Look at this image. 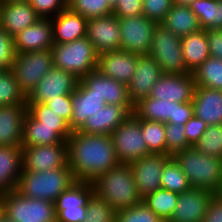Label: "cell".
Returning <instances> with one entry per match:
<instances>
[{"instance_id": "cell-45", "label": "cell", "mask_w": 222, "mask_h": 222, "mask_svg": "<svg viewBox=\"0 0 222 222\" xmlns=\"http://www.w3.org/2000/svg\"><path fill=\"white\" fill-rule=\"evenodd\" d=\"M173 5V0H143V16L161 24Z\"/></svg>"}, {"instance_id": "cell-51", "label": "cell", "mask_w": 222, "mask_h": 222, "mask_svg": "<svg viewBox=\"0 0 222 222\" xmlns=\"http://www.w3.org/2000/svg\"><path fill=\"white\" fill-rule=\"evenodd\" d=\"M202 222H222V198L213 194Z\"/></svg>"}, {"instance_id": "cell-16", "label": "cell", "mask_w": 222, "mask_h": 222, "mask_svg": "<svg viewBox=\"0 0 222 222\" xmlns=\"http://www.w3.org/2000/svg\"><path fill=\"white\" fill-rule=\"evenodd\" d=\"M195 88L192 73L163 74L154 84L149 96L165 101L186 103L192 101Z\"/></svg>"}, {"instance_id": "cell-49", "label": "cell", "mask_w": 222, "mask_h": 222, "mask_svg": "<svg viewBox=\"0 0 222 222\" xmlns=\"http://www.w3.org/2000/svg\"><path fill=\"white\" fill-rule=\"evenodd\" d=\"M68 123L72 117V98L71 95H63L56 99H50L44 103Z\"/></svg>"}, {"instance_id": "cell-20", "label": "cell", "mask_w": 222, "mask_h": 222, "mask_svg": "<svg viewBox=\"0 0 222 222\" xmlns=\"http://www.w3.org/2000/svg\"><path fill=\"white\" fill-rule=\"evenodd\" d=\"M79 82L86 89L92 90V94L104 98L106 104L133 106L127 85L101 74L97 69L85 75Z\"/></svg>"}, {"instance_id": "cell-10", "label": "cell", "mask_w": 222, "mask_h": 222, "mask_svg": "<svg viewBox=\"0 0 222 222\" xmlns=\"http://www.w3.org/2000/svg\"><path fill=\"white\" fill-rule=\"evenodd\" d=\"M111 138L120 163L129 164L151 154L145 144L140 121L133 114L111 133Z\"/></svg>"}, {"instance_id": "cell-12", "label": "cell", "mask_w": 222, "mask_h": 222, "mask_svg": "<svg viewBox=\"0 0 222 222\" xmlns=\"http://www.w3.org/2000/svg\"><path fill=\"white\" fill-rule=\"evenodd\" d=\"M93 194L92 183L75 181L54 203L56 222H83L87 204Z\"/></svg>"}, {"instance_id": "cell-18", "label": "cell", "mask_w": 222, "mask_h": 222, "mask_svg": "<svg viewBox=\"0 0 222 222\" xmlns=\"http://www.w3.org/2000/svg\"><path fill=\"white\" fill-rule=\"evenodd\" d=\"M213 194L206 189L192 187L182 192L167 222H202Z\"/></svg>"}, {"instance_id": "cell-38", "label": "cell", "mask_w": 222, "mask_h": 222, "mask_svg": "<svg viewBox=\"0 0 222 222\" xmlns=\"http://www.w3.org/2000/svg\"><path fill=\"white\" fill-rule=\"evenodd\" d=\"M137 119L140 121L142 135L148 151L153 154L166 155L165 123Z\"/></svg>"}, {"instance_id": "cell-4", "label": "cell", "mask_w": 222, "mask_h": 222, "mask_svg": "<svg viewBox=\"0 0 222 222\" xmlns=\"http://www.w3.org/2000/svg\"><path fill=\"white\" fill-rule=\"evenodd\" d=\"M75 181L68 165L43 172L22 170L15 190L27 198L55 203L57 197Z\"/></svg>"}, {"instance_id": "cell-17", "label": "cell", "mask_w": 222, "mask_h": 222, "mask_svg": "<svg viewBox=\"0 0 222 222\" xmlns=\"http://www.w3.org/2000/svg\"><path fill=\"white\" fill-rule=\"evenodd\" d=\"M86 37L98 54L121 50L119 22L113 14L88 19Z\"/></svg>"}, {"instance_id": "cell-53", "label": "cell", "mask_w": 222, "mask_h": 222, "mask_svg": "<svg viewBox=\"0 0 222 222\" xmlns=\"http://www.w3.org/2000/svg\"><path fill=\"white\" fill-rule=\"evenodd\" d=\"M195 0H173L174 5L189 7Z\"/></svg>"}, {"instance_id": "cell-30", "label": "cell", "mask_w": 222, "mask_h": 222, "mask_svg": "<svg viewBox=\"0 0 222 222\" xmlns=\"http://www.w3.org/2000/svg\"><path fill=\"white\" fill-rule=\"evenodd\" d=\"M67 142L58 132L56 127L41 125L29 112L24 119L21 148L50 145Z\"/></svg>"}, {"instance_id": "cell-6", "label": "cell", "mask_w": 222, "mask_h": 222, "mask_svg": "<svg viewBox=\"0 0 222 222\" xmlns=\"http://www.w3.org/2000/svg\"><path fill=\"white\" fill-rule=\"evenodd\" d=\"M1 211L13 222H56L55 204L22 196L16 190L0 194Z\"/></svg>"}, {"instance_id": "cell-15", "label": "cell", "mask_w": 222, "mask_h": 222, "mask_svg": "<svg viewBox=\"0 0 222 222\" xmlns=\"http://www.w3.org/2000/svg\"><path fill=\"white\" fill-rule=\"evenodd\" d=\"M23 169L43 172L67 165V142L23 148Z\"/></svg>"}, {"instance_id": "cell-35", "label": "cell", "mask_w": 222, "mask_h": 222, "mask_svg": "<svg viewBox=\"0 0 222 222\" xmlns=\"http://www.w3.org/2000/svg\"><path fill=\"white\" fill-rule=\"evenodd\" d=\"M178 198L179 194L160 188L144 197L142 201L163 221L167 222L174 212Z\"/></svg>"}, {"instance_id": "cell-40", "label": "cell", "mask_w": 222, "mask_h": 222, "mask_svg": "<svg viewBox=\"0 0 222 222\" xmlns=\"http://www.w3.org/2000/svg\"><path fill=\"white\" fill-rule=\"evenodd\" d=\"M194 147L203 154L222 158V124L208 125Z\"/></svg>"}, {"instance_id": "cell-5", "label": "cell", "mask_w": 222, "mask_h": 222, "mask_svg": "<svg viewBox=\"0 0 222 222\" xmlns=\"http://www.w3.org/2000/svg\"><path fill=\"white\" fill-rule=\"evenodd\" d=\"M53 66L72 73L79 80L97 69L99 54L87 37L52 46Z\"/></svg>"}, {"instance_id": "cell-7", "label": "cell", "mask_w": 222, "mask_h": 222, "mask_svg": "<svg viewBox=\"0 0 222 222\" xmlns=\"http://www.w3.org/2000/svg\"><path fill=\"white\" fill-rule=\"evenodd\" d=\"M159 65L163 74L191 73L184 61L181 37L158 24L154 30L148 53Z\"/></svg>"}, {"instance_id": "cell-8", "label": "cell", "mask_w": 222, "mask_h": 222, "mask_svg": "<svg viewBox=\"0 0 222 222\" xmlns=\"http://www.w3.org/2000/svg\"><path fill=\"white\" fill-rule=\"evenodd\" d=\"M53 67L51 49L16 53L10 70L17 79L21 91L27 97L39 81Z\"/></svg>"}, {"instance_id": "cell-46", "label": "cell", "mask_w": 222, "mask_h": 222, "mask_svg": "<svg viewBox=\"0 0 222 222\" xmlns=\"http://www.w3.org/2000/svg\"><path fill=\"white\" fill-rule=\"evenodd\" d=\"M40 18H53L67 8L63 0H28Z\"/></svg>"}, {"instance_id": "cell-11", "label": "cell", "mask_w": 222, "mask_h": 222, "mask_svg": "<svg viewBox=\"0 0 222 222\" xmlns=\"http://www.w3.org/2000/svg\"><path fill=\"white\" fill-rule=\"evenodd\" d=\"M121 50L137 55H148L153 33L158 25L147 17L129 16L118 18Z\"/></svg>"}, {"instance_id": "cell-23", "label": "cell", "mask_w": 222, "mask_h": 222, "mask_svg": "<svg viewBox=\"0 0 222 222\" xmlns=\"http://www.w3.org/2000/svg\"><path fill=\"white\" fill-rule=\"evenodd\" d=\"M16 53L52 49L53 27L51 19L40 18L13 37Z\"/></svg>"}, {"instance_id": "cell-14", "label": "cell", "mask_w": 222, "mask_h": 222, "mask_svg": "<svg viewBox=\"0 0 222 222\" xmlns=\"http://www.w3.org/2000/svg\"><path fill=\"white\" fill-rule=\"evenodd\" d=\"M170 158L169 155L151 153L129 163L142 199L161 188V175Z\"/></svg>"}, {"instance_id": "cell-25", "label": "cell", "mask_w": 222, "mask_h": 222, "mask_svg": "<svg viewBox=\"0 0 222 222\" xmlns=\"http://www.w3.org/2000/svg\"><path fill=\"white\" fill-rule=\"evenodd\" d=\"M27 105L0 106V147H21Z\"/></svg>"}, {"instance_id": "cell-2", "label": "cell", "mask_w": 222, "mask_h": 222, "mask_svg": "<svg viewBox=\"0 0 222 222\" xmlns=\"http://www.w3.org/2000/svg\"><path fill=\"white\" fill-rule=\"evenodd\" d=\"M94 193L115 211L142 202L130 164L120 163L92 182Z\"/></svg>"}, {"instance_id": "cell-21", "label": "cell", "mask_w": 222, "mask_h": 222, "mask_svg": "<svg viewBox=\"0 0 222 222\" xmlns=\"http://www.w3.org/2000/svg\"><path fill=\"white\" fill-rule=\"evenodd\" d=\"M138 55L124 50L108 51L98 56L97 70L120 83L129 84L136 70Z\"/></svg>"}, {"instance_id": "cell-36", "label": "cell", "mask_w": 222, "mask_h": 222, "mask_svg": "<svg viewBox=\"0 0 222 222\" xmlns=\"http://www.w3.org/2000/svg\"><path fill=\"white\" fill-rule=\"evenodd\" d=\"M28 112L38 121L41 125L47 127H56L58 132L66 141L72 135L69 123L50 109L44 103L40 104H27Z\"/></svg>"}, {"instance_id": "cell-13", "label": "cell", "mask_w": 222, "mask_h": 222, "mask_svg": "<svg viewBox=\"0 0 222 222\" xmlns=\"http://www.w3.org/2000/svg\"><path fill=\"white\" fill-rule=\"evenodd\" d=\"M79 83L72 73L52 67L27 96V104L45 103L63 95H71Z\"/></svg>"}, {"instance_id": "cell-24", "label": "cell", "mask_w": 222, "mask_h": 222, "mask_svg": "<svg viewBox=\"0 0 222 222\" xmlns=\"http://www.w3.org/2000/svg\"><path fill=\"white\" fill-rule=\"evenodd\" d=\"M39 19L28 1L0 4V27L12 38Z\"/></svg>"}, {"instance_id": "cell-1", "label": "cell", "mask_w": 222, "mask_h": 222, "mask_svg": "<svg viewBox=\"0 0 222 222\" xmlns=\"http://www.w3.org/2000/svg\"><path fill=\"white\" fill-rule=\"evenodd\" d=\"M120 164L111 135L73 131L67 140V165L76 181H95Z\"/></svg>"}, {"instance_id": "cell-57", "label": "cell", "mask_w": 222, "mask_h": 222, "mask_svg": "<svg viewBox=\"0 0 222 222\" xmlns=\"http://www.w3.org/2000/svg\"><path fill=\"white\" fill-rule=\"evenodd\" d=\"M216 194L222 198V184H221V187L219 188V190Z\"/></svg>"}, {"instance_id": "cell-31", "label": "cell", "mask_w": 222, "mask_h": 222, "mask_svg": "<svg viewBox=\"0 0 222 222\" xmlns=\"http://www.w3.org/2000/svg\"><path fill=\"white\" fill-rule=\"evenodd\" d=\"M181 47L186 68L192 73L210 57L206 30L181 37Z\"/></svg>"}, {"instance_id": "cell-39", "label": "cell", "mask_w": 222, "mask_h": 222, "mask_svg": "<svg viewBox=\"0 0 222 222\" xmlns=\"http://www.w3.org/2000/svg\"><path fill=\"white\" fill-rule=\"evenodd\" d=\"M161 188L177 194H181L191 188L187 177L173 157L165 163L161 175Z\"/></svg>"}, {"instance_id": "cell-3", "label": "cell", "mask_w": 222, "mask_h": 222, "mask_svg": "<svg viewBox=\"0 0 222 222\" xmlns=\"http://www.w3.org/2000/svg\"><path fill=\"white\" fill-rule=\"evenodd\" d=\"M192 188L217 193L222 184V158L209 156L194 146L173 156Z\"/></svg>"}, {"instance_id": "cell-19", "label": "cell", "mask_w": 222, "mask_h": 222, "mask_svg": "<svg viewBox=\"0 0 222 222\" xmlns=\"http://www.w3.org/2000/svg\"><path fill=\"white\" fill-rule=\"evenodd\" d=\"M162 75L161 68L150 55H138L136 70L127 85L133 106L150 95L154 84Z\"/></svg>"}, {"instance_id": "cell-26", "label": "cell", "mask_w": 222, "mask_h": 222, "mask_svg": "<svg viewBox=\"0 0 222 222\" xmlns=\"http://www.w3.org/2000/svg\"><path fill=\"white\" fill-rule=\"evenodd\" d=\"M192 105L194 116L207 125L222 124V90L196 86Z\"/></svg>"}, {"instance_id": "cell-33", "label": "cell", "mask_w": 222, "mask_h": 222, "mask_svg": "<svg viewBox=\"0 0 222 222\" xmlns=\"http://www.w3.org/2000/svg\"><path fill=\"white\" fill-rule=\"evenodd\" d=\"M189 7L202 29H222V0H195Z\"/></svg>"}, {"instance_id": "cell-37", "label": "cell", "mask_w": 222, "mask_h": 222, "mask_svg": "<svg viewBox=\"0 0 222 222\" xmlns=\"http://www.w3.org/2000/svg\"><path fill=\"white\" fill-rule=\"evenodd\" d=\"M27 105V97L21 91L10 69L0 72V106Z\"/></svg>"}, {"instance_id": "cell-43", "label": "cell", "mask_w": 222, "mask_h": 222, "mask_svg": "<svg viewBox=\"0 0 222 222\" xmlns=\"http://www.w3.org/2000/svg\"><path fill=\"white\" fill-rule=\"evenodd\" d=\"M116 211L95 193L86 207V218L83 222H115Z\"/></svg>"}, {"instance_id": "cell-44", "label": "cell", "mask_w": 222, "mask_h": 222, "mask_svg": "<svg viewBox=\"0 0 222 222\" xmlns=\"http://www.w3.org/2000/svg\"><path fill=\"white\" fill-rule=\"evenodd\" d=\"M166 155L173 157L191 145L187 142L184 125L165 123Z\"/></svg>"}, {"instance_id": "cell-47", "label": "cell", "mask_w": 222, "mask_h": 222, "mask_svg": "<svg viewBox=\"0 0 222 222\" xmlns=\"http://www.w3.org/2000/svg\"><path fill=\"white\" fill-rule=\"evenodd\" d=\"M112 14L117 18L143 15V0H117L112 7Z\"/></svg>"}, {"instance_id": "cell-59", "label": "cell", "mask_w": 222, "mask_h": 222, "mask_svg": "<svg viewBox=\"0 0 222 222\" xmlns=\"http://www.w3.org/2000/svg\"><path fill=\"white\" fill-rule=\"evenodd\" d=\"M2 211H1V197H0V213H1Z\"/></svg>"}, {"instance_id": "cell-32", "label": "cell", "mask_w": 222, "mask_h": 222, "mask_svg": "<svg viewBox=\"0 0 222 222\" xmlns=\"http://www.w3.org/2000/svg\"><path fill=\"white\" fill-rule=\"evenodd\" d=\"M179 37L200 31L199 20L190 7L173 5L161 23Z\"/></svg>"}, {"instance_id": "cell-58", "label": "cell", "mask_w": 222, "mask_h": 222, "mask_svg": "<svg viewBox=\"0 0 222 222\" xmlns=\"http://www.w3.org/2000/svg\"><path fill=\"white\" fill-rule=\"evenodd\" d=\"M72 0H63V2L68 6V4L71 2Z\"/></svg>"}, {"instance_id": "cell-54", "label": "cell", "mask_w": 222, "mask_h": 222, "mask_svg": "<svg viewBox=\"0 0 222 222\" xmlns=\"http://www.w3.org/2000/svg\"><path fill=\"white\" fill-rule=\"evenodd\" d=\"M0 222H13L4 213H0Z\"/></svg>"}, {"instance_id": "cell-41", "label": "cell", "mask_w": 222, "mask_h": 222, "mask_svg": "<svg viewBox=\"0 0 222 222\" xmlns=\"http://www.w3.org/2000/svg\"><path fill=\"white\" fill-rule=\"evenodd\" d=\"M67 7L87 19L112 14V6L107 0H72Z\"/></svg>"}, {"instance_id": "cell-29", "label": "cell", "mask_w": 222, "mask_h": 222, "mask_svg": "<svg viewBox=\"0 0 222 222\" xmlns=\"http://www.w3.org/2000/svg\"><path fill=\"white\" fill-rule=\"evenodd\" d=\"M21 147H0V194L15 190L23 169Z\"/></svg>"}, {"instance_id": "cell-56", "label": "cell", "mask_w": 222, "mask_h": 222, "mask_svg": "<svg viewBox=\"0 0 222 222\" xmlns=\"http://www.w3.org/2000/svg\"><path fill=\"white\" fill-rule=\"evenodd\" d=\"M108 3L113 7L115 5V3L117 2V0H107Z\"/></svg>"}, {"instance_id": "cell-34", "label": "cell", "mask_w": 222, "mask_h": 222, "mask_svg": "<svg viewBox=\"0 0 222 222\" xmlns=\"http://www.w3.org/2000/svg\"><path fill=\"white\" fill-rule=\"evenodd\" d=\"M192 74L196 86L222 90V59L210 56Z\"/></svg>"}, {"instance_id": "cell-27", "label": "cell", "mask_w": 222, "mask_h": 222, "mask_svg": "<svg viewBox=\"0 0 222 222\" xmlns=\"http://www.w3.org/2000/svg\"><path fill=\"white\" fill-rule=\"evenodd\" d=\"M71 98L72 117L69 126L72 131H78L88 117L95 115L106 105L104 98L92 94V90L86 89L80 82L71 94Z\"/></svg>"}, {"instance_id": "cell-9", "label": "cell", "mask_w": 222, "mask_h": 222, "mask_svg": "<svg viewBox=\"0 0 222 222\" xmlns=\"http://www.w3.org/2000/svg\"><path fill=\"white\" fill-rule=\"evenodd\" d=\"M133 115L148 121L184 125L194 112L192 101L177 103L148 96L134 105Z\"/></svg>"}, {"instance_id": "cell-50", "label": "cell", "mask_w": 222, "mask_h": 222, "mask_svg": "<svg viewBox=\"0 0 222 222\" xmlns=\"http://www.w3.org/2000/svg\"><path fill=\"white\" fill-rule=\"evenodd\" d=\"M207 126L208 125L203 120L193 115L184 124L187 142L191 146H194L206 131Z\"/></svg>"}, {"instance_id": "cell-42", "label": "cell", "mask_w": 222, "mask_h": 222, "mask_svg": "<svg viewBox=\"0 0 222 222\" xmlns=\"http://www.w3.org/2000/svg\"><path fill=\"white\" fill-rule=\"evenodd\" d=\"M115 222H165L143 201L133 207L116 211Z\"/></svg>"}, {"instance_id": "cell-22", "label": "cell", "mask_w": 222, "mask_h": 222, "mask_svg": "<svg viewBox=\"0 0 222 222\" xmlns=\"http://www.w3.org/2000/svg\"><path fill=\"white\" fill-rule=\"evenodd\" d=\"M134 106L106 104L95 115L88 117L78 130L85 134L111 135V133L131 114Z\"/></svg>"}, {"instance_id": "cell-52", "label": "cell", "mask_w": 222, "mask_h": 222, "mask_svg": "<svg viewBox=\"0 0 222 222\" xmlns=\"http://www.w3.org/2000/svg\"><path fill=\"white\" fill-rule=\"evenodd\" d=\"M210 56L222 59V29L206 30Z\"/></svg>"}, {"instance_id": "cell-55", "label": "cell", "mask_w": 222, "mask_h": 222, "mask_svg": "<svg viewBox=\"0 0 222 222\" xmlns=\"http://www.w3.org/2000/svg\"><path fill=\"white\" fill-rule=\"evenodd\" d=\"M24 1H28V0H0V4H5L8 2H24Z\"/></svg>"}, {"instance_id": "cell-48", "label": "cell", "mask_w": 222, "mask_h": 222, "mask_svg": "<svg viewBox=\"0 0 222 222\" xmlns=\"http://www.w3.org/2000/svg\"><path fill=\"white\" fill-rule=\"evenodd\" d=\"M15 56L13 38L0 27V66L3 69H10Z\"/></svg>"}, {"instance_id": "cell-28", "label": "cell", "mask_w": 222, "mask_h": 222, "mask_svg": "<svg viewBox=\"0 0 222 222\" xmlns=\"http://www.w3.org/2000/svg\"><path fill=\"white\" fill-rule=\"evenodd\" d=\"M50 19L54 44L69 43L86 37L88 19L71 11L68 7Z\"/></svg>"}]
</instances>
